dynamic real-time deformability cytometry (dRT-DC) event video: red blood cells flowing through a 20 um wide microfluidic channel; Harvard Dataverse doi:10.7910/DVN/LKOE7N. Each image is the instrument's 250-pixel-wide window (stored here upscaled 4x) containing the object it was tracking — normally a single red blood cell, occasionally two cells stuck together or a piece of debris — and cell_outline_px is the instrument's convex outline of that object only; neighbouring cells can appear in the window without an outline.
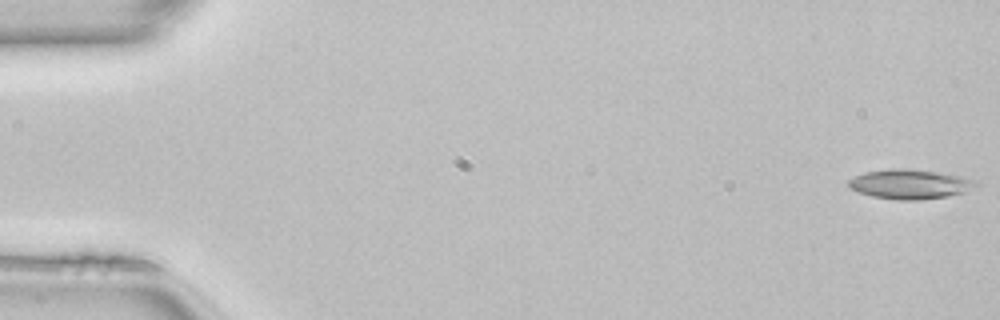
{"species": "common noctule bat (a hibernating species)", "species_latin": "Nyctalus noctula", "temperature_condition": "room temperature", "stored_images_in_passage": 50, "camera_frame_rate_fps": 3000, "um_per_image_px": 0.085, "animal": {"sex": "female", "body_mass_g": 22.7, "forearm_length_mm": 54.2}, "frame": {"image": 1, "passage_image": 1, "time_ms": 0.0, "image_size_px": [1000, 320], "cell_outline_px": [[980, 184], [968, 192], [948, 196], [920, 200], [896, 200], [872, 196], [848, 188], [848, 180], [864, 172], [900, 168], [940, 172], [976, 180]], "centroid_in_image_um": [77.38, 15.66], "position_along_channel_um": 7.6, "area_um2": 21.96}}
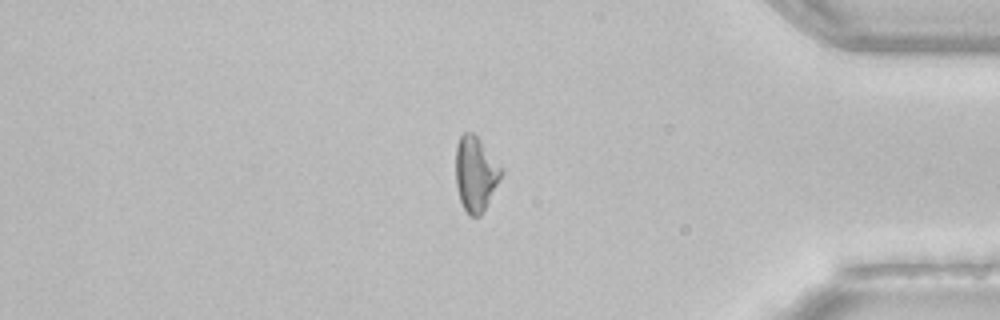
{"frame": {"image": 2, "passage_image": 42, "time_ms": 13.667, "image_size_px": [1000, 320], "cell_outline_px": [[504, 172], [500, 180], [480, 216], [468, 216], [460, 200], [456, 184], [456, 144], [460, 136], [464, 132], [472, 132], [480, 140], [504, 168]], "centroid_in_image_um": [40.43, 14.76], "position_along_channel_um": 394.8, "area_um2": 19.88}}
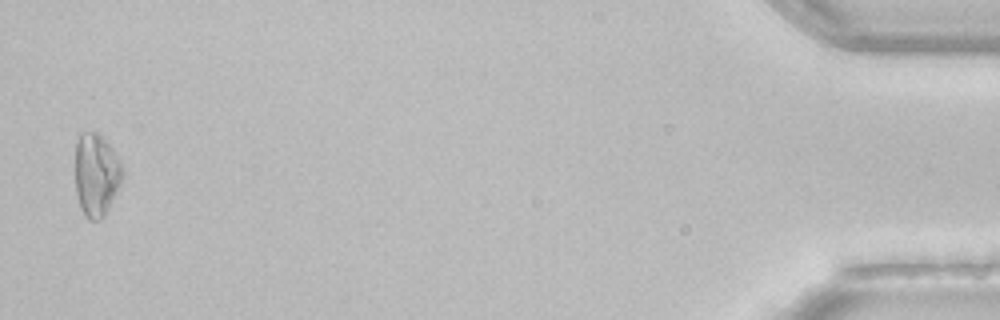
{"frame": {"image": 3, "passage_image": 49, "time_ms": 16.0, "image_size_px": [1000, 320], "cell_outline_px": [[124, 180], [104, 216], [100, 220], [88, 220], [84, 216], [80, 208], [76, 192], [76, 140], [80, 132], [96, 132], [108, 144], [120, 160], [124, 168]], "centroid_in_image_um": [8.2, 14.88], "position_along_channel_um": 427.0, "area_um2": 23.12}, "authors_computed_cell_mechanics": {"area_um2": 20.3456, "velocity_mm_per_s": 4.13, "shape_relaxation_time_tau1_ms": null, "shape_relaxation_time_tau2_ms": 5.9263, "deformation_change_tau1": null, "deformation_change_tau2": 0.1461}}